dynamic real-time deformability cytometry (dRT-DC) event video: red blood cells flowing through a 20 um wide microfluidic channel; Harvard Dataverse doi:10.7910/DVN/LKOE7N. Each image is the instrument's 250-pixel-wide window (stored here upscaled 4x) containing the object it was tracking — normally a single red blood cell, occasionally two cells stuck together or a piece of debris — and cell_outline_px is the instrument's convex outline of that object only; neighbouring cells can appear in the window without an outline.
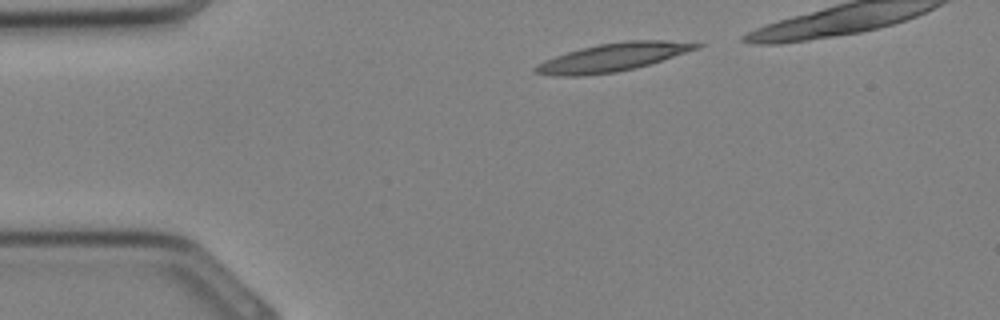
{"species": "Egyptian fruit bat (a non-hibernating species)", "species_latin": "Rousettus aegyptiacus", "temperature_condition": "cold", "stored_images_in_passage": 22, "camera_frame_rate_fps": 3000, "um_per_image_px": 0.085, "animal": {"sex": "female"}, "frame": {"image": 1, "passage_image": 1, "time_ms": 0.0, "image_size_px": [1000, 320], "cell_outline_px": [[704, 44], [700, 48], [636, 68], [616, 72], [580, 76], [560, 76], [532, 72], [532, 68], [544, 60], [580, 48], [600, 44], [628, 40], [664, 40]], "centroid_in_image_um": [52.07, 4.87], "position_along_channel_um": 32.9, "area_um2": 26.18}}
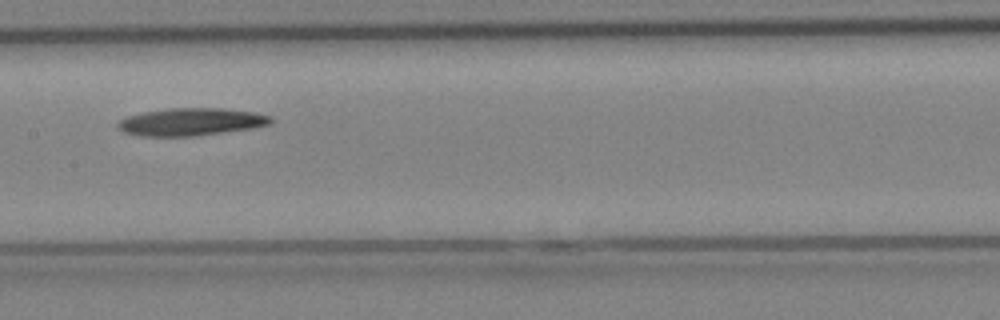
{"frame": {"image": 2, "passage_image": 11, "time_ms": 3.333, "image_size_px": [1000, 320], "cell_outline_px": [[276, 120], [272, 124], [252, 128], [196, 136], [140, 136], [124, 132], [116, 124], [120, 120], [128, 116], [144, 112], [168, 108], [224, 108], [256, 112], [272, 116]], "centroid_in_image_um": [16.32, 10.35], "position_along_channel_um": 191.1, "area_um2": 24.74}}
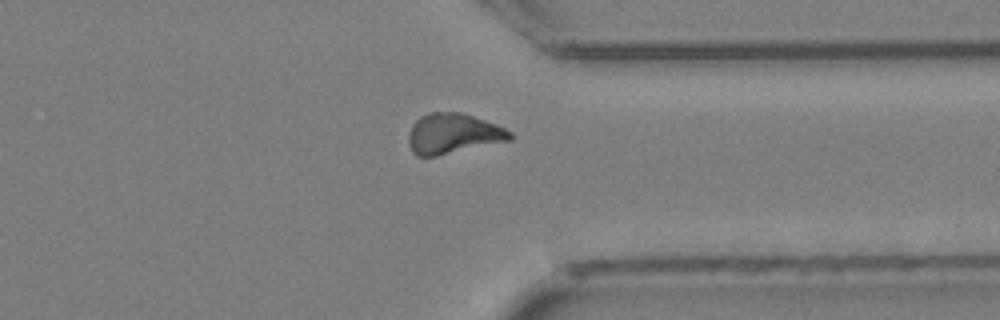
{"frame": {"image": 3, "passage_image": 20, "time_ms": 6.333, "image_size_px": [1000, 320], "cell_outline_px": [[516, 136], [512, 140], [436, 156], [416, 156], [412, 152], [408, 144], [408, 136], [412, 124], [420, 116], [432, 112], [460, 112], [496, 124], [512, 132]], "centroid_in_image_um": [38.52, 11.37], "position_along_channel_um": 372.9, "area_um2": 23.93}}